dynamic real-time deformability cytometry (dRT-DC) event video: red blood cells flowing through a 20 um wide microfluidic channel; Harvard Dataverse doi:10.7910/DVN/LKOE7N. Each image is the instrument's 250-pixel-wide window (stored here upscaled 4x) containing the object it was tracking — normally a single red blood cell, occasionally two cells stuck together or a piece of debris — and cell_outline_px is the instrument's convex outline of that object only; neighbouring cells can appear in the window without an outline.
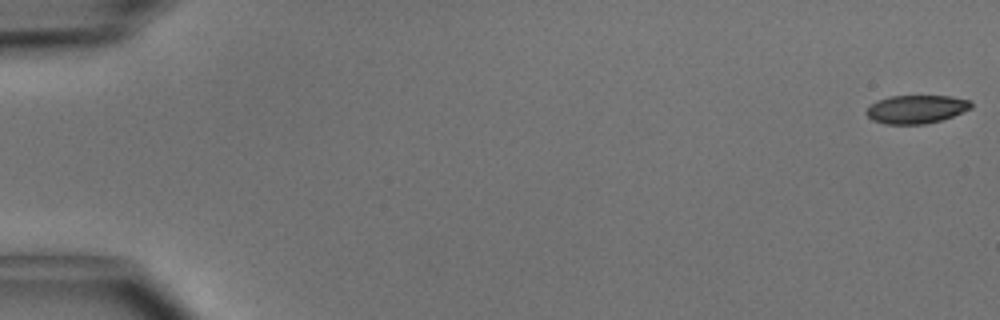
{"species": "common noctule bat (a hibernating species)", "species_latin": "Nyctalus noctula", "temperature_condition": "cold", "stored_images_in_passage": 50, "camera_frame_rate_fps": 3000, "um_per_image_px": 0.085, "animal": {"sex": "male", "body_mass_g": 15.6}, "frame": {"image": 1, "passage_image": 1, "time_ms": 0.0, "image_size_px": [1000, 320], "cell_outline_px": [[972, 108], [952, 116], [940, 120], [924, 124], [884, 124], [872, 120], [864, 112], [876, 100], [888, 96], [952, 96], [968, 100], [972, 104]], "centroid_in_image_um": [77.85, 9.28], "position_along_channel_um": 7.1, "area_um2": 17.28}}
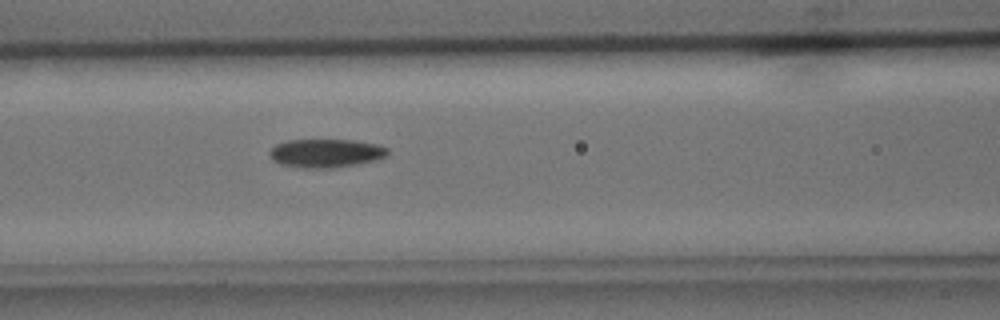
{"frame": {"image": 2, "passage_image": 22, "time_ms": 7.0, "image_size_px": [1000, 320], "cell_outline_px": [[388, 152], [384, 156], [376, 160], [356, 164], [332, 168], [300, 168], [280, 164], [272, 160], [268, 152], [276, 144], [288, 140], [352, 140], [376, 144], [388, 148]], "centroid_in_image_um": [27.65, 13.02], "position_along_channel_um": 138.9, "area_um2": 19.59}}
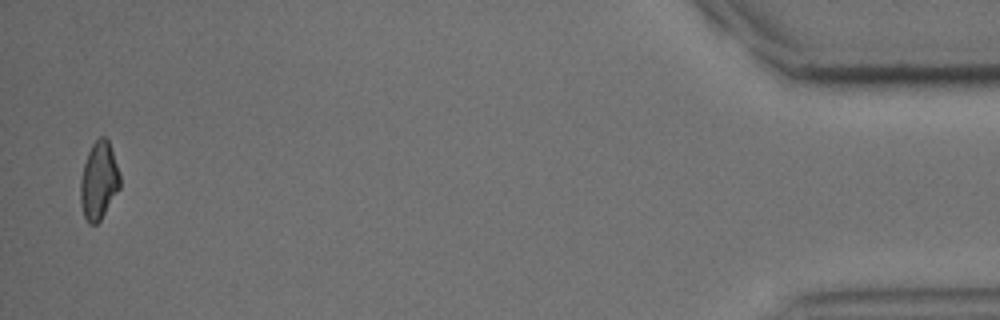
{"frame": {"image": 3, "passage_image": 49, "time_ms": 16.0, "image_size_px": [1000, 320], "cell_outline_px": [[120, 188], [100, 220], [96, 224], [88, 224], [84, 216], [80, 204], [80, 180], [84, 164], [88, 152], [92, 144], [100, 136], [104, 136], [108, 140], [120, 176]], "centroid_in_image_um": [8.38, 15.38], "position_along_channel_um": 426.8, "area_um2": 17.74}, "authors_computed_cell_mechanics": {"area_um2": 18.7561, "velocity_mm_per_s": 4.0973, "shape_relaxation_time_tau1_ms": 3.4905, "shape_relaxation_time_tau2_ms": null, "deformation_change_tau1": 0.1058, "deformation_change_tau2": null}}